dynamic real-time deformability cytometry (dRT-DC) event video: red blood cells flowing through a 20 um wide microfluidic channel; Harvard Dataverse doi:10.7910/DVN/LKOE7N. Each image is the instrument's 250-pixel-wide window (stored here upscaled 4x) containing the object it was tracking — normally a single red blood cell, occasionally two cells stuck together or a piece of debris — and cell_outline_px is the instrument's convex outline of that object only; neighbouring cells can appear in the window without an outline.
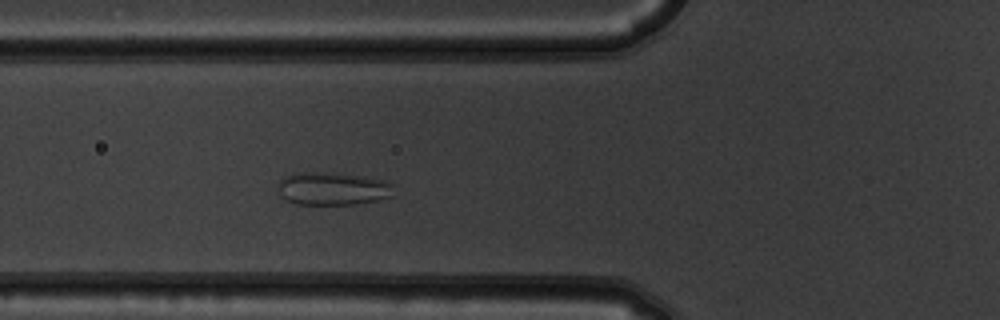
{"species": "common noctule bat (a hibernating species)", "species_latin": "Nyctalus noctula", "temperature_condition": "warm", "stored_images_in_passage": 5, "camera_frame_rate_fps": 3000, "um_per_image_px": 0.085, "animal": {"sex": "male", "body_mass_g": 19.5, "forearm_length_mm": 54.6}, "frame": {"image": 1, "passage_image": 5, "time_ms": 1.333, "image_size_px": [1000, 320], "cell_outline_px": [[396, 196], [380, 200], [356, 204], [296, 204], [284, 200], [280, 196], [280, 180], [284, 176], [304, 172], [324, 172], [364, 176], [388, 180], [392, 184]], "centroid_in_image_um": [28.36, 16.04], "position_along_channel_um": 97.4, "area_um2": 22.54}}